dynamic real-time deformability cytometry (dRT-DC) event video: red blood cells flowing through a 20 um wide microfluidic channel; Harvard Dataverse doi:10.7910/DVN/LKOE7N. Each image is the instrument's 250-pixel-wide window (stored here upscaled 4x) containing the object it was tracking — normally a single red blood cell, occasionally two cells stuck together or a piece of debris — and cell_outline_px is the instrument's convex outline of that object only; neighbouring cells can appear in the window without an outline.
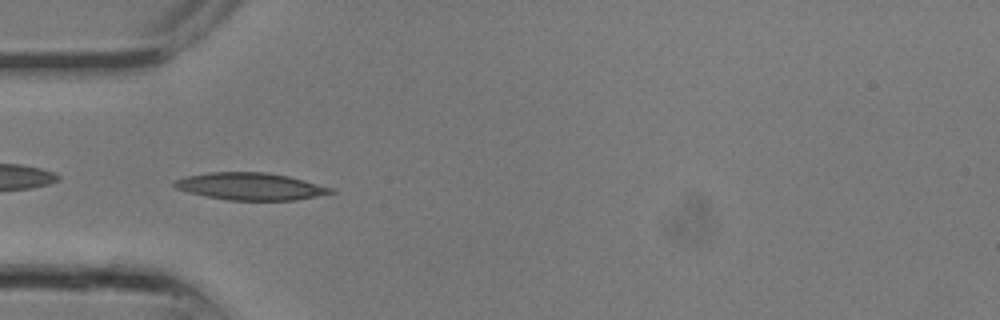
{"species": "common noctule bat (a hibernating species)", "species_latin": "Nyctalus noctula", "temperature_condition": "room temperature", "stored_images_in_passage": 14, "camera_frame_rate_fps": 3000, "um_per_image_px": 0.085, "animal": {"sex": "male", "body_mass_g": 13.3}, "frame": {"image": 1, "passage_image": 8, "time_ms": 2.333, "image_size_px": [1000, 320], "cell_outline_px": [[336, 192], [296, 200], [228, 200], [204, 196], [188, 192], [176, 188], [172, 184], [172, 180], [188, 176], [208, 172], [268, 172], [288, 176], [304, 180], [332, 188]], "centroid_in_image_um": [21.25, 15.84], "position_along_channel_um": 63.7, "area_um2": 24.8}}
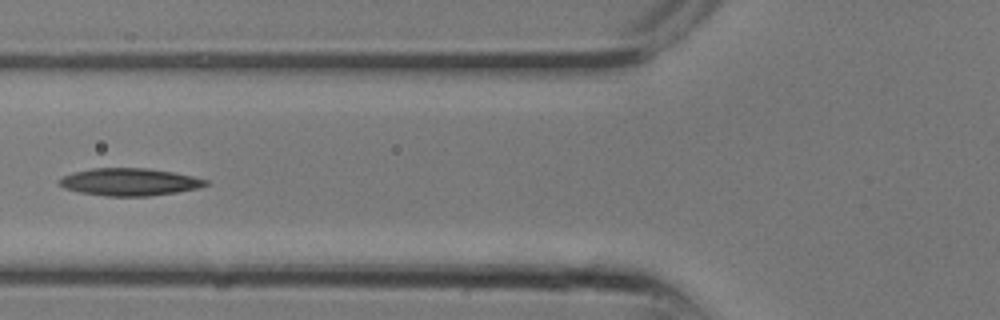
{"frame": {"image": 2, "passage_image": 10, "time_ms": 3.0, "image_size_px": [1000, 320], "cell_outline_px": [[212, 184], [196, 188], [176, 192], [148, 196], [104, 196], [80, 192], [64, 188], [56, 184], [56, 180], [72, 172], [92, 168], [148, 168], [172, 172], [192, 176], [208, 180]], "centroid_in_image_um": [10.97, 15.46], "position_along_channel_um": 114.8, "area_um2": 23.52}}